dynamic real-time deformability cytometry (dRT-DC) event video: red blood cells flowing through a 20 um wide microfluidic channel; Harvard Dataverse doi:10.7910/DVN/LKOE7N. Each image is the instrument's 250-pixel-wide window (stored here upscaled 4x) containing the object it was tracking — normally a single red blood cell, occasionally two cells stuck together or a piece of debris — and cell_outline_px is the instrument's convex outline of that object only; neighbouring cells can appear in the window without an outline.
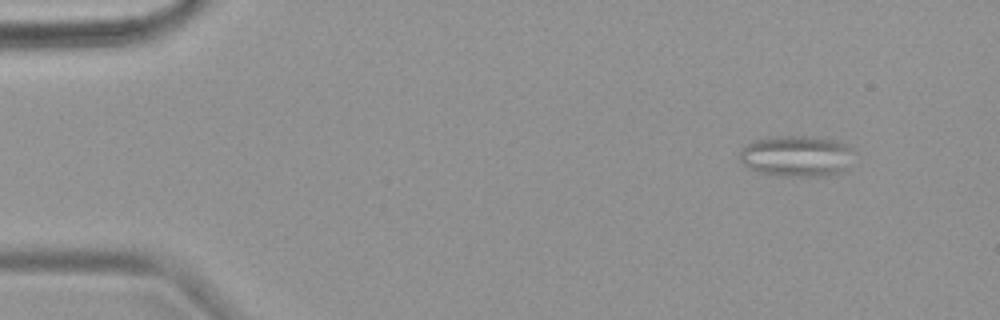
{"species": "common noctule bat (a hibernating species)", "species_latin": "Nyctalus noctula", "temperature_condition": "warm", "stored_images_in_passage": 3, "camera_frame_rate_fps": 3000, "um_per_image_px": 0.085, "animal": {"sex": "female", "body_mass_g": 18.4}, "frame": {"image": 1, "passage_image": 1, "time_ms": 0.0, "image_size_px": [1000, 320], "cell_outline_px": [[856, 152], [844, 168], [840, 172], [828, 176], [784, 176], [760, 172], [748, 168], [740, 160], [740, 152], [748, 144], [756, 140], [768, 136], [808, 136], [832, 140], [848, 144], [856, 148]], "centroid_in_image_um": [67.75, 13.26], "position_along_channel_um": 17.3, "area_um2": 27.4}}